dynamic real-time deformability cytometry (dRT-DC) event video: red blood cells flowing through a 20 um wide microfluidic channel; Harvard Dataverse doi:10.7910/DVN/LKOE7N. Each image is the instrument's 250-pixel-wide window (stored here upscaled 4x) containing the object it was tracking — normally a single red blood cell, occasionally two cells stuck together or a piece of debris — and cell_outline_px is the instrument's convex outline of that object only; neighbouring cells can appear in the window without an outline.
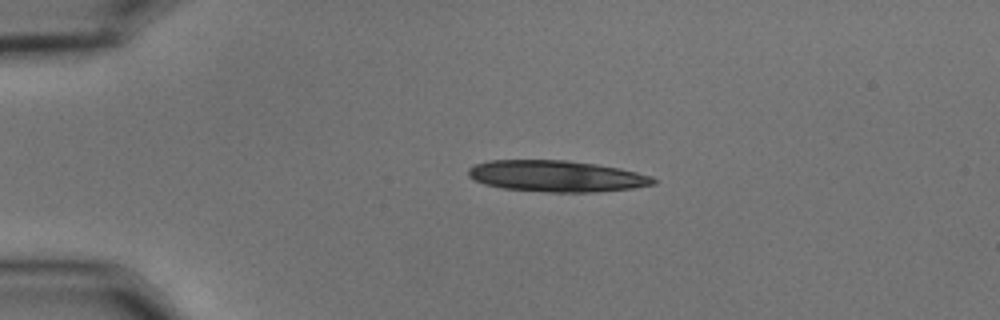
{"species": "common noctule bat (a hibernating species)", "species_latin": "Nyctalus noctula", "temperature_condition": "cold", "stored_images_in_passage": 20, "camera_frame_rate_fps": 3000, "um_per_image_px": 0.085, "animal": {"sex": "male", "body_mass_g": 15.6}, "frame": {"image": 1, "passage_image": 12, "time_ms": 3.667, "image_size_px": [1000, 320], "cell_outline_px": [[656, 184], [632, 188], [596, 192], [548, 192], [504, 188], [484, 184], [468, 176], [468, 168], [472, 164], [488, 160], [568, 160], [596, 164], [620, 168], [652, 176], [656, 180]], "centroid_in_image_um": [47.29, 14.96], "position_along_channel_um": 37.7, "area_um2": 33.87}}